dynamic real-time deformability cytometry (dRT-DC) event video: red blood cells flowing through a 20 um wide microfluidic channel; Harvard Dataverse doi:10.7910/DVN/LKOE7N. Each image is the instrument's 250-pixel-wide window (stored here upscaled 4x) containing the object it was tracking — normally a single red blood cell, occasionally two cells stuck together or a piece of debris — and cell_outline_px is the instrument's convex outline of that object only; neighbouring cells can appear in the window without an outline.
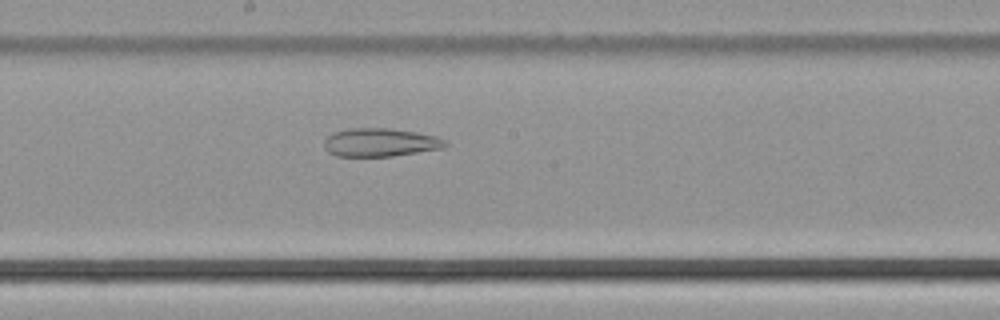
{"species": "common noctule bat (a hibernating species)", "species_latin": "Nyctalus noctula", "temperature_condition": "cold", "stored_images_in_passage": 36, "camera_frame_rate_fps": 3000, "um_per_image_px": 0.085, "animal": {"sex": "male", "body_mass_g": 21.5, "forearm_length_mm": 52.0}, "frame": {"image": 1, "passage_image": 13, "time_ms": 4.0, "image_size_px": [1000, 320], "cell_outline_px": [[448, 144], [444, 148], [392, 156], [336, 156], [328, 152], [324, 148], [324, 140], [332, 132], [348, 128], [388, 128], [416, 132], [436, 136], [444, 140]], "centroid_in_image_um": [32.29, 12.1], "position_along_channel_um": 215.9, "area_um2": 20.06}}
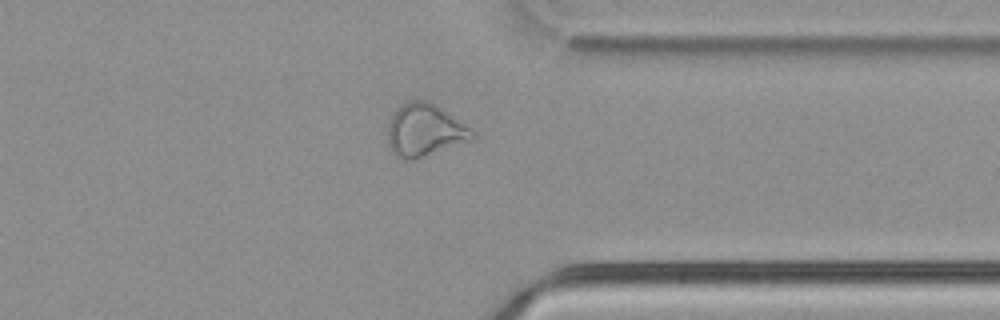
{"frame": {"image": 2, "passage_image": 25, "time_ms": 8.0, "image_size_px": [1000, 320], "cell_outline_px": [[476, 136], [472, 140], [420, 156], [404, 160], [396, 156], [392, 152], [388, 144], [388, 120], [396, 108], [400, 104], [408, 100], [428, 100], [436, 104], [468, 128]], "centroid_in_image_um": [36.02, 11.02], "position_along_channel_um": 375.4, "area_um2": 25.37}}
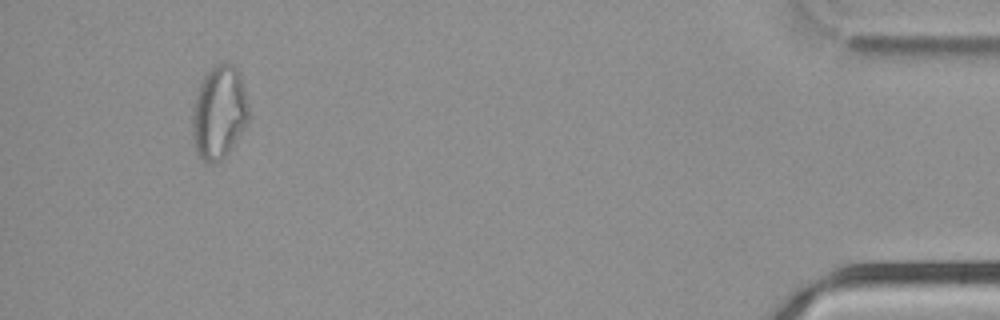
{"frame": {"image": 3, "passage_image": 33, "time_ms": 10.667, "image_size_px": [1000, 320], "cell_outline_px": [[248, 124], [228, 152], [216, 164], [212, 164], [200, 160], [196, 152], [192, 140], [192, 112], [196, 96], [200, 84], [204, 76], [220, 60], [228, 60], [240, 72], [244, 88], [248, 108]], "centroid_in_image_um": [18.61, 9.56], "position_along_channel_um": 416.6, "area_um2": 31.04}}